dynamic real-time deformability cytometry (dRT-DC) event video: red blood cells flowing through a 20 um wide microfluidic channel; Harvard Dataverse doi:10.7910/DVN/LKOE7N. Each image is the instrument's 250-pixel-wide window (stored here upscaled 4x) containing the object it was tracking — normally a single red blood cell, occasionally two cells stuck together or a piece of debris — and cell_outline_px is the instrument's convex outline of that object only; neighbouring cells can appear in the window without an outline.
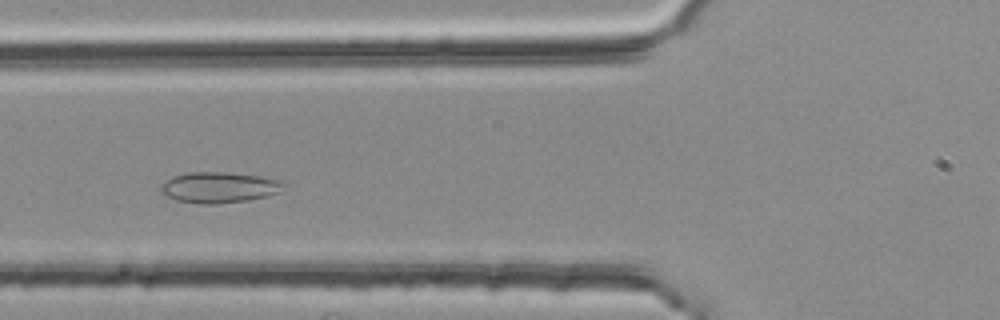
{"species": "common noctule bat (a hibernating species)", "species_latin": "Nyctalus noctula", "temperature_condition": "room temperature", "stored_images_in_passage": 43, "camera_frame_rate_fps": 3000, "um_per_image_px": 0.085, "animal": {"sex": "female", "body_mass_g": 25.1}, "frame": {"image": 1, "passage_image": 14, "time_ms": 4.333, "image_size_px": [1000, 320], "cell_outline_px": [[288, 184], [276, 192], [268, 196], [248, 200], [216, 204], [200, 204], [176, 200], [160, 192], [160, 188], [172, 176], [188, 172], [228, 172], [256, 176], [280, 180]], "centroid_in_image_um": [18.62, 15.93], "position_along_channel_um": 107.2, "area_um2": 21.91}}
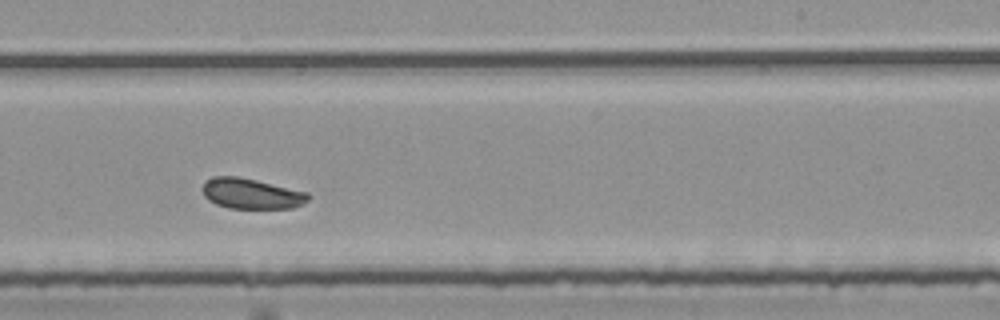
{"frame": {"image": 2, "passage_image": 27, "time_ms": 8.667, "image_size_px": [1000, 320], "cell_outline_px": [[312, 196], [308, 200], [292, 208], [228, 208], [216, 204], [208, 200], [204, 196], [200, 188], [208, 180], [216, 176], [236, 176], [256, 180], [308, 192]], "centroid_in_image_um": [21.35, 16.46], "position_along_channel_um": 267.6, "area_um2": 18.73}}
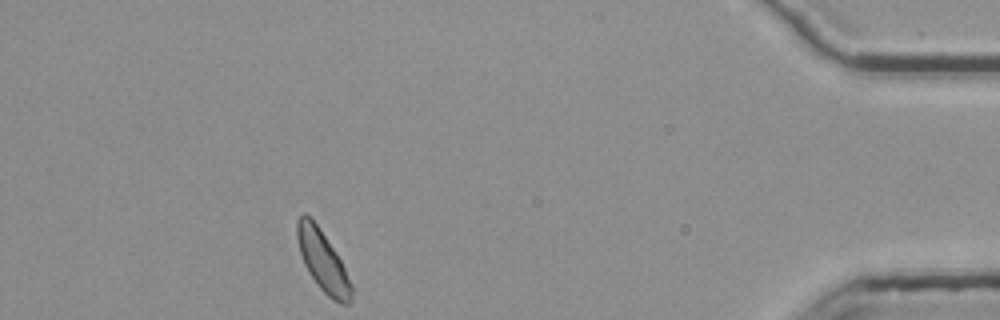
{"frame": {"image": 3, "passage_image": 43, "time_ms": 14.0, "image_size_px": [1000, 320], "cell_outline_px": [[352, 304], [340, 304], [332, 300], [320, 288], [308, 272], [304, 264], [300, 252], [296, 236], [296, 220], [304, 212], [316, 224], [336, 252], [352, 284]], "centroid_in_image_um": [27.44, 22.22], "position_along_channel_um": 407.8, "area_um2": 19.07}, "authors_computed_cell_mechanics": {"area_um2": 19.363, "velocity_mm_per_s": 3.7019, "shape_relaxation_time_tau1_ms": null, "shape_relaxation_time_tau2_ms": 1.1211, "deformation_change_tau1": null, "deformation_change_tau2": 0.0504}}